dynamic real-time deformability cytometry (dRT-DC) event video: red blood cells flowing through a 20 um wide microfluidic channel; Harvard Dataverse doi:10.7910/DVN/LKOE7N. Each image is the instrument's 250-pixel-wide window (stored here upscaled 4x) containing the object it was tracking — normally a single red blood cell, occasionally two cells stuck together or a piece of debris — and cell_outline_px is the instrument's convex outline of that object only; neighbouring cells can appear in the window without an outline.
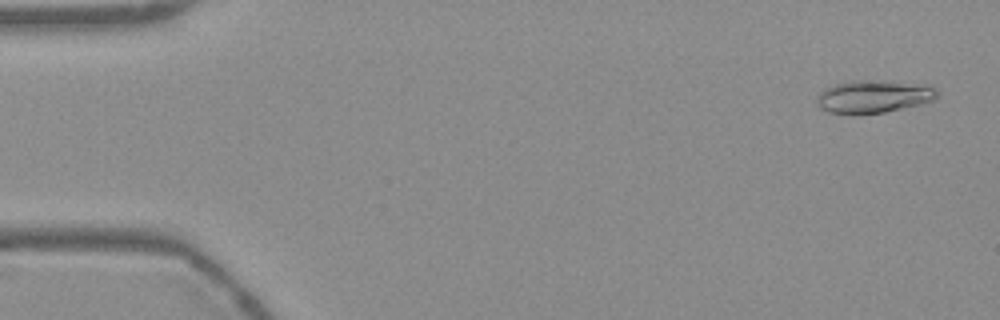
{"species": "Egyptian fruit bat (a non-hibernating species)", "species_latin": "Rousettus aegyptiacus", "temperature_condition": "warm", "stored_images_in_passage": 53, "camera_frame_rate_fps": 3000, "um_per_image_px": 0.085, "frame": {"image": 1, "passage_image": 2, "time_ms": 0.333, "image_size_px": [1000, 320], "cell_outline_px": [[940, 96], [932, 100], [884, 112], [860, 116], [852, 116], [828, 112], [820, 108], [816, 104], [816, 100], [820, 92], [824, 88], [836, 84], [852, 80], [864, 80], [904, 84], [936, 88], [940, 92]], "centroid_in_image_um": [74.12, 8.26], "position_along_channel_um": 10.9, "area_um2": 22.66}}
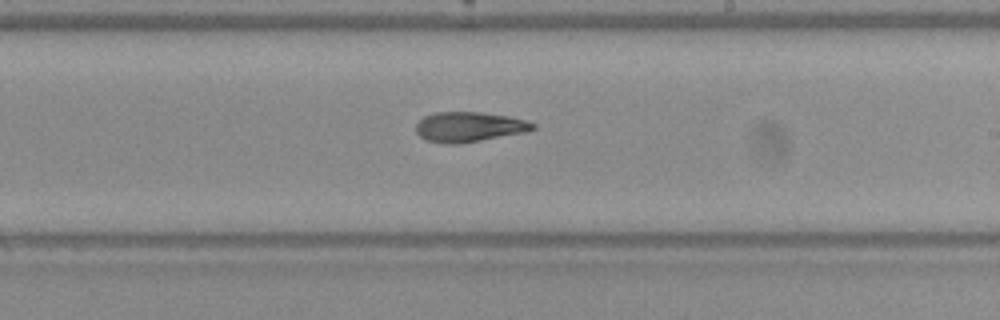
{"frame": {"image": 2, "passage_image": 31, "time_ms": 10.0, "image_size_px": [1000, 320], "cell_outline_px": [[536, 128], [524, 132], [480, 140], [456, 144], [448, 144], [428, 140], [420, 136], [416, 132], [416, 124], [424, 116], [436, 112], [480, 112], [508, 116], [528, 120], [536, 124]], "centroid_in_image_um": [39.88, 10.77], "position_along_channel_um": 249.1, "area_um2": 20.23}}
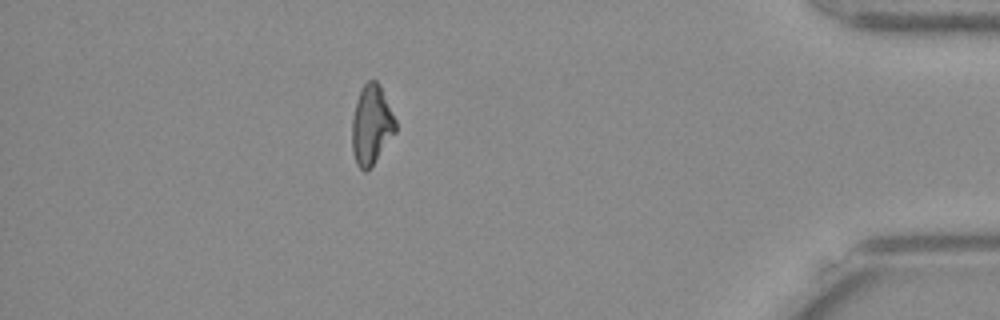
{"frame": {"image": 3, "passage_image": 47, "time_ms": 15.333, "image_size_px": [1000, 320], "cell_outline_px": [[396, 132], [372, 164], [364, 172], [356, 164], [352, 152], [352, 120], [356, 100], [364, 84], [368, 80], [376, 80], [380, 84], [396, 120]], "centroid_in_image_um": [31.56, 10.59], "position_along_channel_um": 403.6, "area_um2": 20.0}}